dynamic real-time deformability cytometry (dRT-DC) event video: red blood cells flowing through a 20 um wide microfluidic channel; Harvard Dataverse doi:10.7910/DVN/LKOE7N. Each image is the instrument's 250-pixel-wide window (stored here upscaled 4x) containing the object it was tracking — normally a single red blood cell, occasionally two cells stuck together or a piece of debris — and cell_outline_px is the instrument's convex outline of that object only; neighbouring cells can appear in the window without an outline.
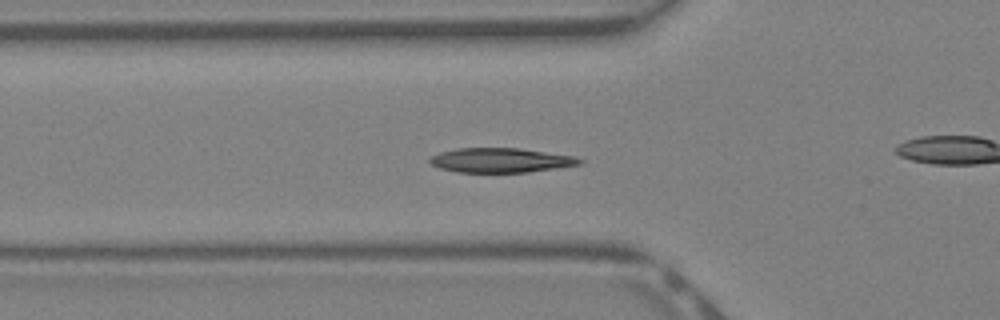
{"species": "Egyptian fruit bat (a non-hibernating species)", "species_latin": "Rousettus aegyptiacus", "temperature_condition": "warm", "stored_images_in_passage": 42, "camera_frame_rate_fps": 3000, "um_per_image_px": 0.085, "animal": {"sex": "female"}, "frame": {"image": 1, "passage_image": 14, "time_ms": 4.333, "image_size_px": [1000, 320], "cell_outline_px": [[584, 160], [580, 164], [556, 168], [528, 172], [456, 172], [440, 168], [432, 164], [428, 160], [432, 156], [440, 152], [456, 148], [520, 148], [572, 156]], "centroid_in_image_um": [42.53, 13.62], "position_along_channel_um": 83.3, "area_um2": 21.21}}
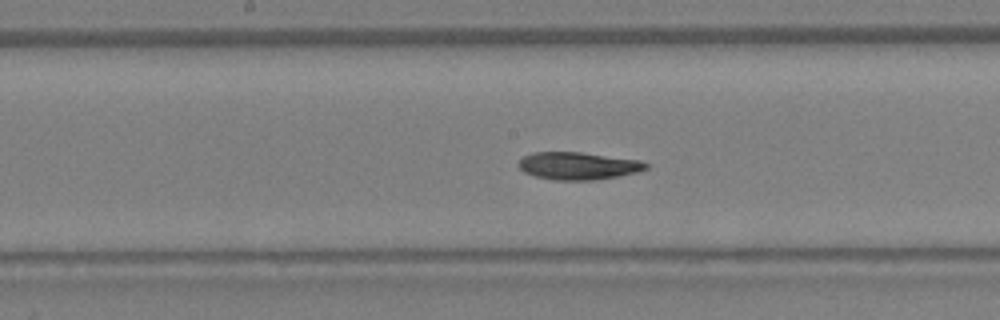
{"frame": {"image": 2, "passage_image": 21, "time_ms": 6.667, "image_size_px": [1000, 320], "cell_outline_px": [[648, 168], [636, 172], [616, 176], [592, 180], [556, 180], [536, 176], [524, 172], [516, 164], [524, 156], [532, 152], [580, 152], [640, 160], [648, 164]], "centroid_in_image_um": [49.11, 14.09], "position_along_channel_um": 199.1, "area_um2": 20.23}}
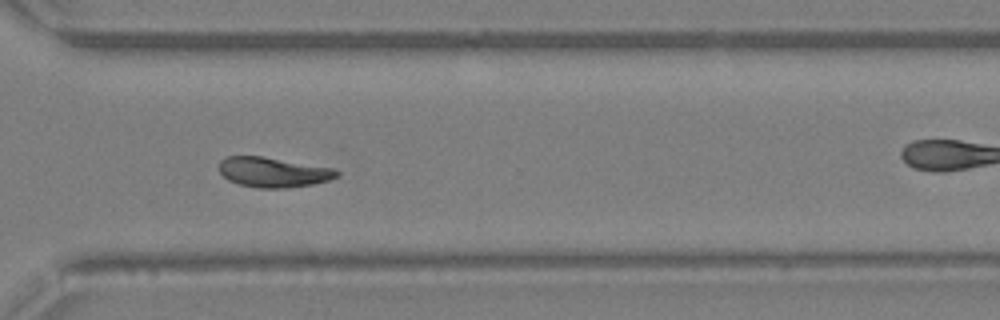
{"frame": {"image": 3, "passage_image": 30, "time_ms": 9.667, "image_size_px": [1000, 320], "cell_outline_px": [[340, 176], [328, 180], [312, 184], [288, 188], [260, 188], [240, 184], [228, 180], [220, 172], [220, 160], [224, 156], [264, 156], [332, 168], [340, 172]], "centroid_in_image_um": [23.22, 14.63], "position_along_channel_um": 347.4, "area_um2": 20.52}, "authors_computed_cell_mechanics": {"area_um2": 20.6635, "velocity_mm_per_s": 4.9512, "shape_relaxation_time_tau1_ms": 2.6452, "shape_relaxation_time_tau2_ms": 7.5663, "deformation_change_tau1": 0.1187, "deformation_change_tau2": 0.1321}}